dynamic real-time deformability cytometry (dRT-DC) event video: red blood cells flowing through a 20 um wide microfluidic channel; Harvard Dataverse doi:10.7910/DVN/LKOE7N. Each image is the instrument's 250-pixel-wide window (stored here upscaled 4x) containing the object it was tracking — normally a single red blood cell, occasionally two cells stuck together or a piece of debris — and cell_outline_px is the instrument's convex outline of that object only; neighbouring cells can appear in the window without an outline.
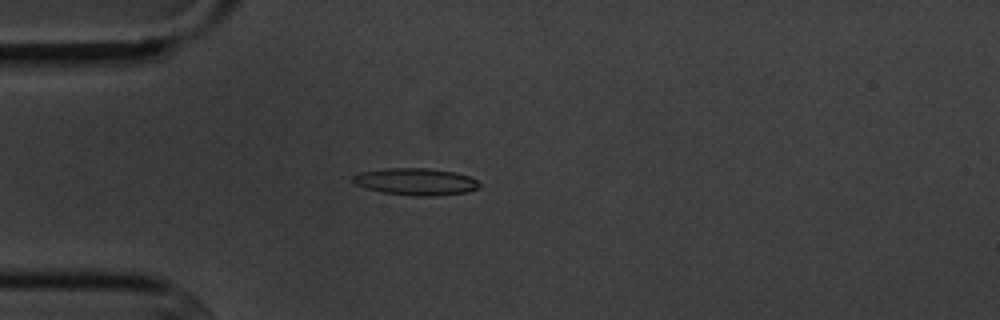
{"species": "common noctule bat (a hibernating species)", "species_latin": "Nyctalus noctula", "temperature_condition": "cold", "stored_images_in_passage": 3, "camera_frame_rate_fps": 3000, "um_per_image_px": 0.085, "animal": {"sex": "male", "body_mass_g": 20.1, "forearm_length_mm": 53.5}, "frame": {"image": 1, "passage_image": 3, "time_ms": 2.0, "image_size_px": [1000, 320], "cell_outline_px": [[480, 188], [468, 192], [436, 196], [412, 196], [384, 192], [368, 188], [356, 184], [352, 180], [352, 176], [360, 172], [384, 168], [432, 168], [456, 172], [468, 176], [476, 180], [480, 184]], "centroid_in_image_um": [35.38, 15.43], "position_along_channel_um": 49.6, "area_um2": 20.0}}